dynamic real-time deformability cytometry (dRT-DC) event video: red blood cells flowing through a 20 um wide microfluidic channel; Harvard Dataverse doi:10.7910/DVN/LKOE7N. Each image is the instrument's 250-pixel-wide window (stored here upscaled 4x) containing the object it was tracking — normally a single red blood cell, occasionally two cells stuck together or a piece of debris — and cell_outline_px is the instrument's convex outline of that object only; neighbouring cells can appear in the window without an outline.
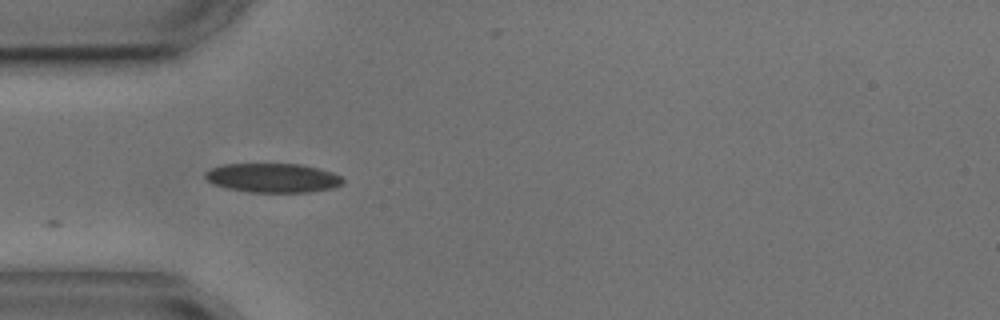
{"species": "common noctule bat (a hibernating species)", "species_latin": "Nyctalus noctula", "temperature_condition": "cold", "stored_images_in_passage": 8, "camera_frame_rate_fps": 3000, "um_per_image_px": 0.085, "animal": {"sex": "male", "body_mass_g": 17.9, "forearm_length_mm": 54.2}, "frame": {"image": 1, "passage_image": 3, "time_ms": 3.333, "image_size_px": [1000, 320], "cell_outline_px": [[344, 184], [332, 188], [308, 192], [248, 192], [228, 188], [216, 184], [208, 180], [204, 176], [204, 172], [212, 168], [224, 164], [300, 164], [320, 168], [332, 172], [340, 176], [344, 180]], "centroid_in_image_um": [23.22, 15.12], "position_along_channel_um": 61.8, "area_um2": 23.35}}
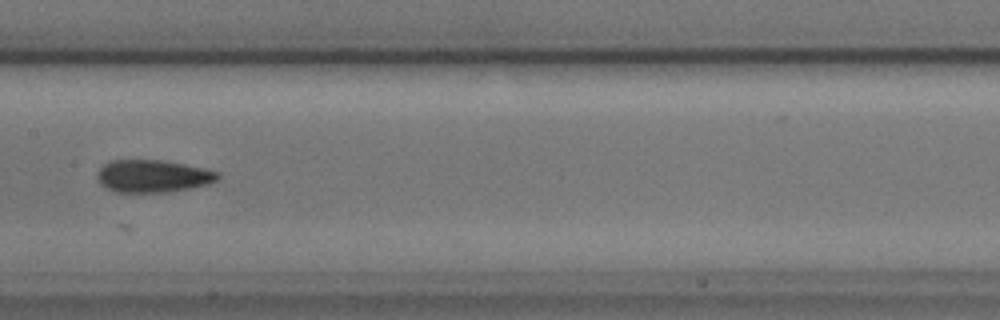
{"frame": {"image": 2, "passage_image": 6, "time_ms": 7.0, "image_size_px": [1000, 320], "cell_outline_px": [[220, 176], [216, 180], [208, 184], [168, 192], [112, 192], [100, 184], [96, 176], [96, 172], [108, 160], [164, 160], [204, 168], [220, 172]], "centroid_in_image_um": [12.95, 14.96], "position_along_channel_um": 194.4, "area_um2": 23.0}}
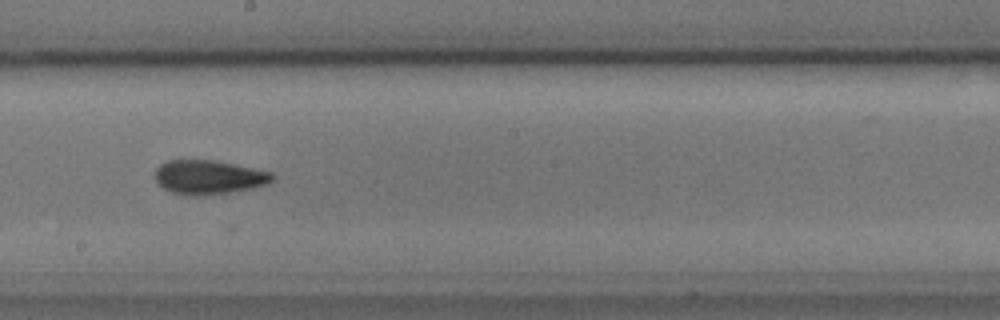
{"frame": {"image": 3, "passage_image": 7, "time_ms": 8.0, "image_size_px": [1000, 320], "cell_outline_px": [[272, 180], [264, 184], [252, 188], [232, 192], [192, 196], [172, 192], [164, 188], [156, 180], [156, 168], [160, 164], [168, 160], [216, 160], [272, 172]], "centroid_in_image_um": [17.72, 15.05], "position_along_channel_um": 230.5, "area_um2": 23.0}}